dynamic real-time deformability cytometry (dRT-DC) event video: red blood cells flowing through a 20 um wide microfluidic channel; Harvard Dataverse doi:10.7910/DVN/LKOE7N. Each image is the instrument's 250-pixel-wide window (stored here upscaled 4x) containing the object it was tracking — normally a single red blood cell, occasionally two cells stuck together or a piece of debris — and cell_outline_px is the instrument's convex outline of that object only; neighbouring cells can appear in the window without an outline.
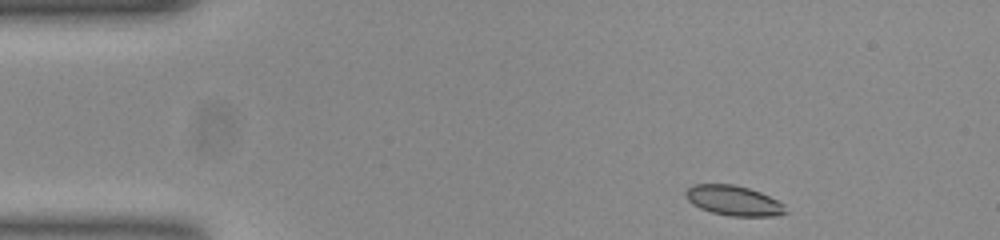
{"species": "common noctule bat (a hibernating species)", "species_latin": "Nyctalus noctula", "temperature_condition": "room temperature", "stored_images_in_passage": 46, "camera_frame_rate_fps": 3000, "um_per_image_px": 0.085, "animal": {"sex": "female", "body_mass_g": 23.0, "forearm_length_mm": 53.4}, "frame": {"image": 1, "passage_image": 1, "time_ms": 0.0, "image_size_px": [1000, 240], "cell_outline_px": [[788, 212], [776, 216], [728, 216], [712, 212], [700, 208], [692, 204], [688, 200], [684, 192], [692, 184], [732, 184], [748, 188], [760, 192], [784, 204]], "centroid_in_image_um": [62.35, 17.05], "position_along_channel_um": 22.7, "area_um2": 17.46}}
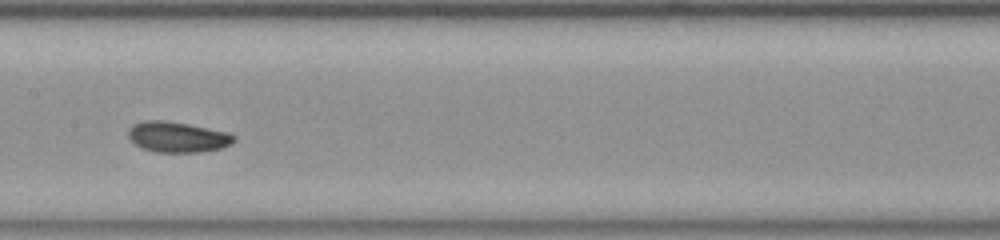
{"frame": {"image": 2, "passage_image": 20, "time_ms": 6.333, "image_size_px": [1000, 240], "cell_outline_px": [[236, 140], [232, 144], [220, 148], [200, 152], [156, 152], [144, 148], [136, 144], [128, 136], [128, 128], [132, 124], [144, 120], [164, 120], [188, 124], [228, 132], [236, 136]], "centroid_in_image_um": [15.1, 11.63], "position_along_channel_um": 192.3, "area_um2": 18.84}}
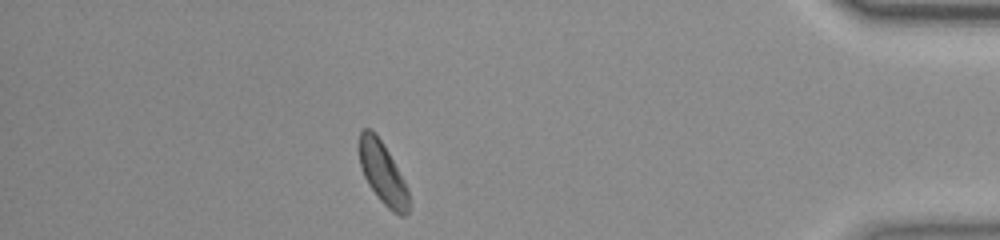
{"frame": {"image": 3, "passage_image": 40, "time_ms": 13.0, "image_size_px": [1000, 240], "cell_outline_px": [[408, 212], [404, 216], [400, 216], [392, 212], [380, 200], [368, 184], [364, 176], [360, 164], [360, 132], [364, 128], [372, 128], [388, 152], [408, 192]], "centroid_in_image_um": [32.5, 14.73], "position_along_channel_um": 402.7, "area_um2": 17.22}, "authors_computed_cell_mechanics": {"area_um2": 18.0914, "velocity_mm_per_s": 3.8781, "shape_relaxation_time_tau1_ms": 1.9231, "shape_relaxation_time_tau2_ms": 6.8499, "deformation_change_tau1": 0.0923, "deformation_change_tau2": 0.123}}